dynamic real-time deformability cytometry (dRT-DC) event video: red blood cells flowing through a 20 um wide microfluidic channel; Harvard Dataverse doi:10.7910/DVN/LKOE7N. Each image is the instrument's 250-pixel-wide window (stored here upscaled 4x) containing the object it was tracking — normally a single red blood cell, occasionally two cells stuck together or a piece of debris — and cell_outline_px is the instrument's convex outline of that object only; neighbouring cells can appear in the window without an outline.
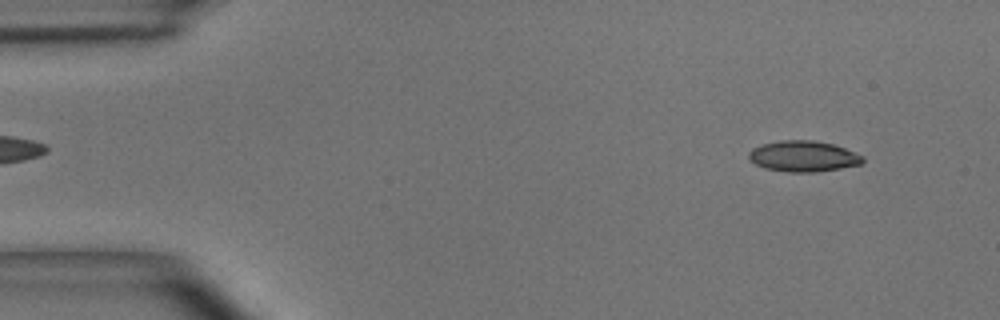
{"species": "common noctule bat (a hibernating species)", "species_latin": "Nyctalus noctula", "temperature_condition": "room temperature", "stored_images_in_passage": 6, "camera_frame_rate_fps": 3000, "um_per_image_px": 0.085, "animal": {"sex": "male", "body_mass_g": 15.6}, "frame": {"image": 1, "passage_image": 2, "time_ms": 0.333, "image_size_px": [1000, 320], "cell_outline_px": [[864, 160], [860, 164], [840, 168], [816, 172], [788, 172], [764, 168], [748, 160], [748, 152], [752, 148], [764, 144], [780, 140], [812, 140], [832, 144], [844, 148], [864, 156]], "centroid_in_image_um": [68.25, 13.28], "position_along_channel_um": 16.8, "area_um2": 20.46}}
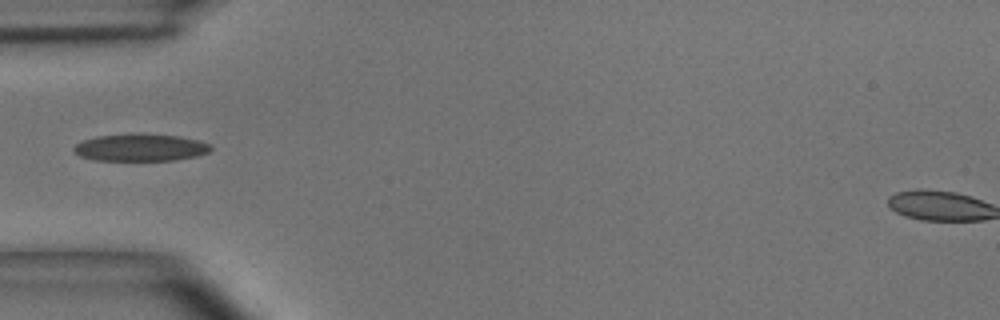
{"frame": {"image": 2, "passage_image": 5, "time_ms": 1.333, "image_size_px": [1000, 320], "cell_outline_px": [[212, 148], [208, 152], [196, 156], [176, 160], [96, 160], [80, 156], [72, 148], [76, 144], [84, 140], [96, 136], [132, 132], [140, 132], [180, 136], [200, 140], [212, 144]], "centroid_in_image_um": [11.97, 12.51], "position_along_channel_um": 73.0, "area_um2": 22.2}}
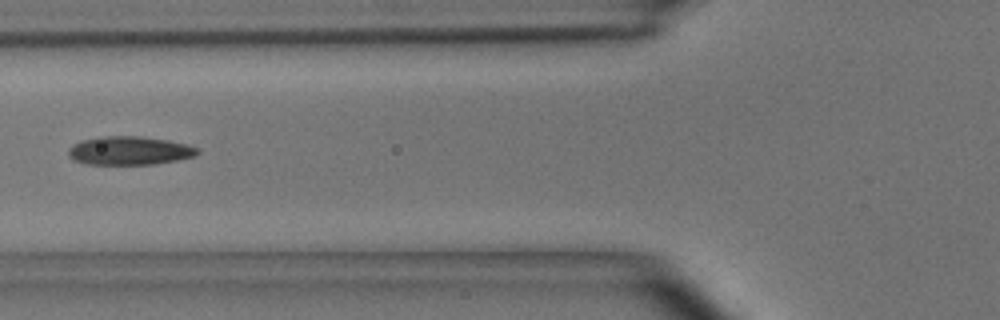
{"frame": {"image": 3, "passage_image": 6, "time_ms": 1.667, "image_size_px": [1000, 320], "cell_outline_px": [[200, 152], [196, 156], [176, 160], [152, 164], [84, 164], [72, 160], [68, 156], [68, 148], [72, 144], [80, 140], [100, 136], [140, 136], [168, 140], [188, 144], [196, 148]], "centroid_in_image_um": [10.95, 12.8], "position_along_channel_um": 114.8, "area_um2": 21.68}}